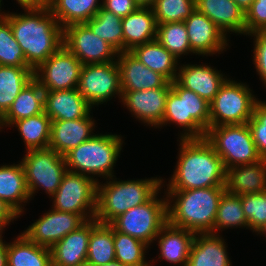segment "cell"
<instances>
[{"label": "cell", "instance_id": "cell-1", "mask_svg": "<svg viewBox=\"0 0 266 266\" xmlns=\"http://www.w3.org/2000/svg\"><path fill=\"white\" fill-rule=\"evenodd\" d=\"M23 10V14H1L10 23L27 65L34 71L63 45V28L49 7Z\"/></svg>", "mask_w": 266, "mask_h": 266}, {"label": "cell", "instance_id": "cell-2", "mask_svg": "<svg viewBox=\"0 0 266 266\" xmlns=\"http://www.w3.org/2000/svg\"><path fill=\"white\" fill-rule=\"evenodd\" d=\"M176 169L166 190H191L226 185L227 170L205 139H180Z\"/></svg>", "mask_w": 266, "mask_h": 266}, {"label": "cell", "instance_id": "cell-3", "mask_svg": "<svg viewBox=\"0 0 266 266\" xmlns=\"http://www.w3.org/2000/svg\"><path fill=\"white\" fill-rule=\"evenodd\" d=\"M225 191L226 186L166 190L168 222L195 234H214L218 205Z\"/></svg>", "mask_w": 266, "mask_h": 266}, {"label": "cell", "instance_id": "cell-4", "mask_svg": "<svg viewBox=\"0 0 266 266\" xmlns=\"http://www.w3.org/2000/svg\"><path fill=\"white\" fill-rule=\"evenodd\" d=\"M106 180L103 184L98 181L94 217L104 224H110L127 210L148 202L158 191H161V187H164L162 184L164 180L157 177L127 181H117V178L111 177Z\"/></svg>", "mask_w": 266, "mask_h": 266}, {"label": "cell", "instance_id": "cell-5", "mask_svg": "<svg viewBox=\"0 0 266 266\" xmlns=\"http://www.w3.org/2000/svg\"><path fill=\"white\" fill-rule=\"evenodd\" d=\"M124 141L117 134H94L64 157L67 170L89 177H115L113 167L120 157ZM92 175V176H91Z\"/></svg>", "mask_w": 266, "mask_h": 266}, {"label": "cell", "instance_id": "cell-6", "mask_svg": "<svg viewBox=\"0 0 266 266\" xmlns=\"http://www.w3.org/2000/svg\"><path fill=\"white\" fill-rule=\"evenodd\" d=\"M205 139L220 156L226 170L262 159L247 123L210 126Z\"/></svg>", "mask_w": 266, "mask_h": 266}, {"label": "cell", "instance_id": "cell-7", "mask_svg": "<svg viewBox=\"0 0 266 266\" xmlns=\"http://www.w3.org/2000/svg\"><path fill=\"white\" fill-rule=\"evenodd\" d=\"M159 191L143 205L133 207L116 217L110 225L118 232L152 245L168 222L167 197L158 198Z\"/></svg>", "mask_w": 266, "mask_h": 266}, {"label": "cell", "instance_id": "cell-8", "mask_svg": "<svg viewBox=\"0 0 266 266\" xmlns=\"http://www.w3.org/2000/svg\"><path fill=\"white\" fill-rule=\"evenodd\" d=\"M258 101L249 85L228 78L210 102V126L247 123Z\"/></svg>", "mask_w": 266, "mask_h": 266}, {"label": "cell", "instance_id": "cell-9", "mask_svg": "<svg viewBox=\"0 0 266 266\" xmlns=\"http://www.w3.org/2000/svg\"><path fill=\"white\" fill-rule=\"evenodd\" d=\"M97 177L67 170L53 199V209L80 214L86 221L94 219L97 206Z\"/></svg>", "mask_w": 266, "mask_h": 266}, {"label": "cell", "instance_id": "cell-10", "mask_svg": "<svg viewBox=\"0 0 266 266\" xmlns=\"http://www.w3.org/2000/svg\"><path fill=\"white\" fill-rule=\"evenodd\" d=\"M21 160L31 200L41 188L49 197H52L67 171L65 157L50 148H46L29 150Z\"/></svg>", "mask_w": 266, "mask_h": 266}, {"label": "cell", "instance_id": "cell-11", "mask_svg": "<svg viewBox=\"0 0 266 266\" xmlns=\"http://www.w3.org/2000/svg\"><path fill=\"white\" fill-rule=\"evenodd\" d=\"M77 89L93 108L107 103L113 97L118 96L121 99L122 89L117 61L83 65Z\"/></svg>", "mask_w": 266, "mask_h": 266}, {"label": "cell", "instance_id": "cell-12", "mask_svg": "<svg viewBox=\"0 0 266 266\" xmlns=\"http://www.w3.org/2000/svg\"><path fill=\"white\" fill-rule=\"evenodd\" d=\"M83 64L62 45L33 71V78L45 91L77 88Z\"/></svg>", "mask_w": 266, "mask_h": 266}, {"label": "cell", "instance_id": "cell-13", "mask_svg": "<svg viewBox=\"0 0 266 266\" xmlns=\"http://www.w3.org/2000/svg\"><path fill=\"white\" fill-rule=\"evenodd\" d=\"M63 45L83 65L117 60L118 52L107 41L95 35L85 23L65 27L63 29Z\"/></svg>", "mask_w": 266, "mask_h": 266}, {"label": "cell", "instance_id": "cell-14", "mask_svg": "<svg viewBox=\"0 0 266 266\" xmlns=\"http://www.w3.org/2000/svg\"><path fill=\"white\" fill-rule=\"evenodd\" d=\"M85 222L80 214L60 212L52 208L36 219L22 234L31 242L50 249Z\"/></svg>", "mask_w": 266, "mask_h": 266}, {"label": "cell", "instance_id": "cell-15", "mask_svg": "<svg viewBox=\"0 0 266 266\" xmlns=\"http://www.w3.org/2000/svg\"><path fill=\"white\" fill-rule=\"evenodd\" d=\"M171 90V82L163 87L140 90L122 91L121 102L131 112L132 116L138 118L145 125L159 128L165 112L166 98Z\"/></svg>", "mask_w": 266, "mask_h": 266}, {"label": "cell", "instance_id": "cell-16", "mask_svg": "<svg viewBox=\"0 0 266 266\" xmlns=\"http://www.w3.org/2000/svg\"><path fill=\"white\" fill-rule=\"evenodd\" d=\"M193 54L211 56L227 48L229 39L206 15L196 8L184 21Z\"/></svg>", "mask_w": 266, "mask_h": 266}, {"label": "cell", "instance_id": "cell-17", "mask_svg": "<svg viewBox=\"0 0 266 266\" xmlns=\"http://www.w3.org/2000/svg\"><path fill=\"white\" fill-rule=\"evenodd\" d=\"M90 113L76 120H53L51 122L50 149L65 156L72 149L87 141L95 133V119Z\"/></svg>", "mask_w": 266, "mask_h": 266}, {"label": "cell", "instance_id": "cell-18", "mask_svg": "<svg viewBox=\"0 0 266 266\" xmlns=\"http://www.w3.org/2000/svg\"><path fill=\"white\" fill-rule=\"evenodd\" d=\"M227 79L226 75L210 65L184 64L178 66L176 81L210 103Z\"/></svg>", "mask_w": 266, "mask_h": 266}, {"label": "cell", "instance_id": "cell-19", "mask_svg": "<svg viewBox=\"0 0 266 266\" xmlns=\"http://www.w3.org/2000/svg\"><path fill=\"white\" fill-rule=\"evenodd\" d=\"M116 61L122 91L155 89L163 87L168 82L164 76L149 69L131 52L118 53Z\"/></svg>", "mask_w": 266, "mask_h": 266}, {"label": "cell", "instance_id": "cell-20", "mask_svg": "<svg viewBox=\"0 0 266 266\" xmlns=\"http://www.w3.org/2000/svg\"><path fill=\"white\" fill-rule=\"evenodd\" d=\"M91 110L92 106L77 88L44 93V112L52 121L84 118Z\"/></svg>", "mask_w": 266, "mask_h": 266}, {"label": "cell", "instance_id": "cell-21", "mask_svg": "<svg viewBox=\"0 0 266 266\" xmlns=\"http://www.w3.org/2000/svg\"><path fill=\"white\" fill-rule=\"evenodd\" d=\"M168 123H175L182 128L179 139H202L207 132L193 117H186L185 88L176 80L171 82V90L166 98L165 112L159 127Z\"/></svg>", "mask_w": 266, "mask_h": 266}, {"label": "cell", "instance_id": "cell-22", "mask_svg": "<svg viewBox=\"0 0 266 266\" xmlns=\"http://www.w3.org/2000/svg\"><path fill=\"white\" fill-rule=\"evenodd\" d=\"M91 220L71 231L51 248L52 266H77L86 262Z\"/></svg>", "mask_w": 266, "mask_h": 266}, {"label": "cell", "instance_id": "cell-23", "mask_svg": "<svg viewBox=\"0 0 266 266\" xmlns=\"http://www.w3.org/2000/svg\"><path fill=\"white\" fill-rule=\"evenodd\" d=\"M195 7L226 37L230 32L245 35V12L233 0H195Z\"/></svg>", "mask_w": 266, "mask_h": 266}, {"label": "cell", "instance_id": "cell-24", "mask_svg": "<svg viewBox=\"0 0 266 266\" xmlns=\"http://www.w3.org/2000/svg\"><path fill=\"white\" fill-rule=\"evenodd\" d=\"M226 190L238 196L261 193L266 189V159L227 169Z\"/></svg>", "mask_w": 266, "mask_h": 266}, {"label": "cell", "instance_id": "cell-25", "mask_svg": "<svg viewBox=\"0 0 266 266\" xmlns=\"http://www.w3.org/2000/svg\"><path fill=\"white\" fill-rule=\"evenodd\" d=\"M225 243L219 234L196 233L187 266H232Z\"/></svg>", "mask_w": 266, "mask_h": 266}, {"label": "cell", "instance_id": "cell-26", "mask_svg": "<svg viewBox=\"0 0 266 266\" xmlns=\"http://www.w3.org/2000/svg\"><path fill=\"white\" fill-rule=\"evenodd\" d=\"M195 233L167 222L156 236L160 255L158 258L169 263L187 266L190 248Z\"/></svg>", "mask_w": 266, "mask_h": 266}, {"label": "cell", "instance_id": "cell-27", "mask_svg": "<svg viewBox=\"0 0 266 266\" xmlns=\"http://www.w3.org/2000/svg\"><path fill=\"white\" fill-rule=\"evenodd\" d=\"M124 52L156 39L157 23L151 7H138L122 18Z\"/></svg>", "mask_w": 266, "mask_h": 266}, {"label": "cell", "instance_id": "cell-28", "mask_svg": "<svg viewBox=\"0 0 266 266\" xmlns=\"http://www.w3.org/2000/svg\"><path fill=\"white\" fill-rule=\"evenodd\" d=\"M0 199L19 216L24 213L23 203H27L31 198L21 161L18 164L0 166Z\"/></svg>", "mask_w": 266, "mask_h": 266}, {"label": "cell", "instance_id": "cell-29", "mask_svg": "<svg viewBox=\"0 0 266 266\" xmlns=\"http://www.w3.org/2000/svg\"><path fill=\"white\" fill-rule=\"evenodd\" d=\"M44 93L45 90L33 78L24 86L8 111L0 118V130L3 126L9 127L17 120L43 113Z\"/></svg>", "mask_w": 266, "mask_h": 266}, {"label": "cell", "instance_id": "cell-30", "mask_svg": "<svg viewBox=\"0 0 266 266\" xmlns=\"http://www.w3.org/2000/svg\"><path fill=\"white\" fill-rule=\"evenodd\" d=\"M130 52L149 69L160 73L169 82L176 80L179 60L156 39L136 46Z\"/></svg>", "mask_w": 266, "mask_h": 266}, {"label": "cell", "instance_id": "cell-31", "mask_svg": "<svg viewBox=\"0 0 266 266\" xmlns=\"http://www.w3.org/2000/svg\"><path fill=\"white\" fill-rule=\"evenodd\" d=\"M7 266H52L51 250L31 242L21 233L7 243Z\"/></svg>", "mask_w": 266, "mask_h": 266}, {"label": "cell", "instance_id": "cell-32", "mask_svg": "<svg viewBox=\"0 0 266 266\" xmlns=\"http://www.w3.org/2000/svg\"><path fill=\"white\" fill-rule=\"evenodd\" d=\"M99 0H50V11L61 27L83 24L92 19L102 7Z\"/></svg>", "mask_w": 266, "mask_h": 266}, {"label": "cell", "instance_id": "cell-33", "mask_svg": "<svg viewBox=\"0 0 266 266\" xmlns=\"http://www.w3.org/2000/svg\"><path fill=\"white\" fill-rule=\"evenodd\" d=\"M116 260L114 228L110 224L91 219V236L88 243L86 262L101 266Z\"/></svg>", "mask_w": 266, "mask_h": 266}, {"label": "cell", "instance_id": "cell-34", "mask_svg": "<svg viewBox=\"0 0 266 266\" xmlns=\"http://www.w3.org/2000/svg\"><path fill=\"white\" fill-rule=\"evenodd\" d=\"M32 79L33 70L30 67L0 65V118Z\"/></svg>", "mask_w": 266, "mask_h": 266}, {"label": "cell", "instance_id": "cell-35", "mask_svg": "<svg viewBox=\"0 0 266 266\" xmlns=\"http://www.w3.org/2000/svg\"><path fill=\"white\" fill-rule=\"evenodd\" d=\"M51 118L45 112L36 116L17 120L10 126L18 129L26 146V151L49 147Z\"/></svg>", "mask_w": 266, "mask_h": 266}, {"label": "cell", "instance_id": "cell-36", "mask_svg": "<svg viewBox=\"0 0 266 266\" xmlns=\"http://www.w3.org/2000/svg\"><path fill=\"white\" fill-rule=\"evenodd\" d=\"M85 24L118 53L124 52L122 18L101 7L97 14Z\"/></svg>", "mask_w": 266, "mask_h": 266}, {"label": "cell", "instance_id": "cell-37", "mask_svg": "<svg viewBox=\"0 0 266 266\" xmlns=\"http://www.w3.org/2000/svg\"><path fill=\"white\" fill-rule=\"evenodd\" d=\"M239 226V227H238ZM232 227L248 229V221L242 209L241 196L233 195L227 190L222 194L214 224V234Z\"/></svg>", "mask_w": 266, "mask_h": 266}, {"label": "cell", "instance_id": "cell-38", "mask_svg": "<svg viewBox=\"0 0 266 266\" xmlns=\"http://www.w3.org/2000/svg\"><path fill=\"white\" fill-rule=\"evenodd\" d=\"M115 258L127 266H151L146 260L149 246L143 241L114 229ZM148 262V263H147ZM153 266V265H152Z\"/></svg>", "mask_w": 266, "mask_h": 266}, {"label": "cell", "instance_id": "cell-39", "mask_svg": "<svg viewBox=\"0 0 266 266\" xmlns=\"http://www.w3.org/2000/svg\"><path fill=\"white\" fill-rule=\"evenodd\" d=\"M156 40L177 59L193 53L184 22L157 24Z\"/></svg>", "mask_w": 266, "mask_h": 266}, {"label": "cell", "instance_id": "cell-40", "mask_svg": "<svg viewBox=\"0 0 266 266\" xmlns=\"http://www.w3.org/2000/svg\"><path fill=\"white\" fill-rule=\"evenodd\" d=\"M0 65L29 67L25 55L15 40L10 23L0 13Z\"/></svg>", "mask_w": 266, "mask_h": 266}, {"label": "cell", "instance_id": "cell-41", "mask_svg": "<svg viewBox=\"0 0 266 266\" xmlns=\"http://www.w3.org/2000/svg\"><path fill=\"white\" fill-rule=\"evenodd\" d=\"M157 24L184 22L195 10V0H156L151 7Z\"/></svg>", "mask_w": 266, "mask_h": 266}, {"label": "cell", "instance_id": "cell-42", "mask_svg": "<svg viewBox=\"0 0 266 266\" xmlns=\"http://www.w3.org/2000/svg\"><path fill=\"white\" fill-rule=\"evenodd\" d=\"M241 202L248 228L257 233L266 223V189L261 193L241 196Z\"/></svg>", "mask_w": 266, "mask_h": 266}, {"label": "cell", "instance_id": "cell-43", "mask_svg": "<svg viewBox=\"0 0 266 266\" xmlns=\"http://www.w3.org/2000/svg\"><path fill=\"white\" fill-rule=\"evenodd\" d=\"M258 154L266 159V101L259 100L253 109V116L247 122Z\"/></svg>", "mask_w": 266, "mask_h": 266}, {"label": "cell", "instance_id": "cell-44", "mask_svg": "<svg viewBox=\"0 0 266 266\" xmlns=\"http://www.w3.org/2000/svg\"><path fill=\"white\" fill-rule=\"evenodd\" d=\"M186 117H193L206 131L210 127V103L185 88Z\"/></svg>", "mask_w": 266, "mask_h": 266}, {"label": "cell", "instance_id": "cell-45", "mask_svg": "<svg viewBox=\"0 0 266 266\" xmlns=\"http://www.w3.org/2000/svg\"><path fill=\"white\" fill-rule=\"evenodd\" d=\"M266 30V0H254L245 12V35Z\"/></svg>", "mask_w": 266, "mask_h": 266}, {"label": "cell", "instance_id": "cell-46", "mask_svg": "<svg viewBox=\"0 0 266 266\" xmlns=\"http://www.w3.org/2000/svg\"><path fill=\"white\" fill-rule=\"evenodd\" d=\"M254 37L253 64L266 87V30H259L248 34Z\"/></svg>", "mask_w": 266, "mask_h": 266}, {"label": "cell", "instance_id": "cell-47", "mask_svg": "<svg viewBox=\"0 0 266 266\" xmlns=\"http://www.w3.org/2000/svg\"><path fill=\"white\" fill-rule=\"evenodd\" d=\"M138 7L134 0H102V8L114 13L120 18L131 14Z\"/></svg>", "mask_w": 266, "mask_h": 266}, {"label": "cell", "instance_id": "cell-48", "mask_svg": "<svg viewBox=\"0 0 266 266\" xmlns=\"http://www.w3.org/2000/svg\"><path fill=\"white\" fill-rule=\"evenodd\" d=\"M20 216L2 199H0V233H3V230L10 222H13L14 219H17Z\"/></svg>", "mask_w": 266, "mask_h": 266}, {"label": "cell", "instance_id": "cell-49", "mask_svg": "<svg viewBox=\"0 0 266 266\" xmlns=\"http://www.w3.org/2000/svg\"><path fill=\"white\" fill-rule=\"evenodd\" d=\"M23 9L49 7L50 0H16Z\"/></svg>", "mask_w": 266, "mask_h": 266}, {"label": "cell", "instance_id": "cell-50", "mask_svg": "<svg viewBox=\"0 0 266 266\" xmlns=\"http://www.w3.org/2000/svg\"><path fill=\"white\" fill-rule=\"evenodd\" d=\"M2 233H0V266H7V242H3Z\"/></svg>", "mask_w": 266, "mask_h": 266}, {"label": "cell", "instance_id": "cell-51", "mask_svg": "<svg viewBox=\"0 0 266 266\" xmlns=\"http://www.w3.org/2000/svg\"><path fill=\"white\" fill-rule=\"evenodd\" d=\"M244 12L252 5L254 0H233Z\"/></svg>", "mask_w": 266, "mask_h": 266}, {"label": "cell", "instance_id": "cell-52", "mask_svg": "<svg viewBox=\"0 0 266 266\" xmlns=\"http://www.w3.org/2000/svg\"><path fill=\"white\" fill-rule=\"evenodd\" d=\"M139 7H152L156 0H134Z\"/></svg>", "mask_w": 266, "mask_h": 266}, {"label": "cell", "instance_id": "cell-53", "mask_svg": "<svg viewBox=\"0 0 266 266\" xmlns=\"http://www.w3.org/2000/svg\"><path fill=\"white\" fill-rule=\"evenodd\" d=\"M101 266H127V265L122 264V263L118 262L117 260H114L112 262H109L108 264H104Z\"/></svg>", "mask_w": 266, "mask_h": 266}, {"label": "cell", "instance_id": "cell-54", "mask_svg": "<svg viewBox=\"0 0 266 266\" xmlns=\"http://www.w3.org/2000/svg\"><path fill=\"white\" fill-rule=\"evenodd\" d=\"M257 233L260 235H266V223L261 227V229Z\"/></svg>", "mask_w": 266, "mask_h": 266}, {"label": "cell", "instance_id": "cell-55", "mask_svg": "<svg viewBox=\"0 0 266 266\" xmlns=\"http://www.w3.org/2000/svg\"><path fill=\"white\" fill-rule=\"evenodd\" d=\"M77 266H94V265H92V264H90V263H88V262H84V263L79 264V265H77Z\"/></svg>", "mask_w": 266, "mask_h": 266}, {"label": "cell", "instance_id": "cell-56", "mask_svg": "<svg viewBox=\"0 0 266 266\" xmlns=\"http://www.w3.org/2000/svg\"><path fill=\"white\" fill-rule=\"evenodd\" d=\"M1 1H2V0H0V13H1V11H2V10H1V7H2V5H1V4H2Z\"/></svg>", "mask_w": 266, "mask_h": 266}]
</instances>
